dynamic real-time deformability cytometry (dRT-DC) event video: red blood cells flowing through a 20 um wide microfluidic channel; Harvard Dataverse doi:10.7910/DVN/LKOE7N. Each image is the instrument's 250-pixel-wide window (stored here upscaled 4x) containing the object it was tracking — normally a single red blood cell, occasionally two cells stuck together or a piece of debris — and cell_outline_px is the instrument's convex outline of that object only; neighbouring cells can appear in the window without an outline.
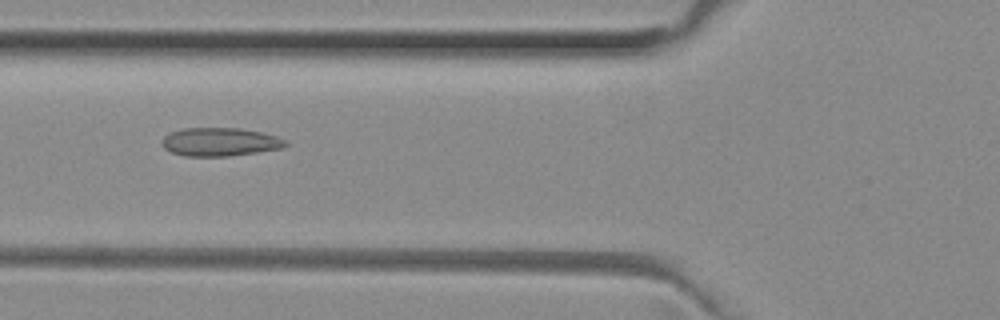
{"species": "common noctule bat (a hibernating species)", "species_latin": "Nyctalus noctula", "temperature_condition": "room temperature", "stored_images_in_passage": 36, "camera_frame_rate_fps": 3000, "um_per_image_px": 0.085, "animal": {"sex": "female", "body_mass_g": 29.2, "forearm_length_mm": 56.3}, "frame": {"image": 1, "passage_image": 4, "time_ms": 1.0, "image_size_px": [1000, 320], "cell_outline_px": [[288, 144], [280, 148], [256, 152], [228, 156], [184, 156], [172, 152], [164, 148], [160, 144], [160, 140], [168, 132], [184, 128], [240, 128], [260, 132], [276, 136], [288, 140]], "centroid_in_image_um": [18.64, 12.05], "position_along_channel_um": 107.2, "area_um2": 20.52}}
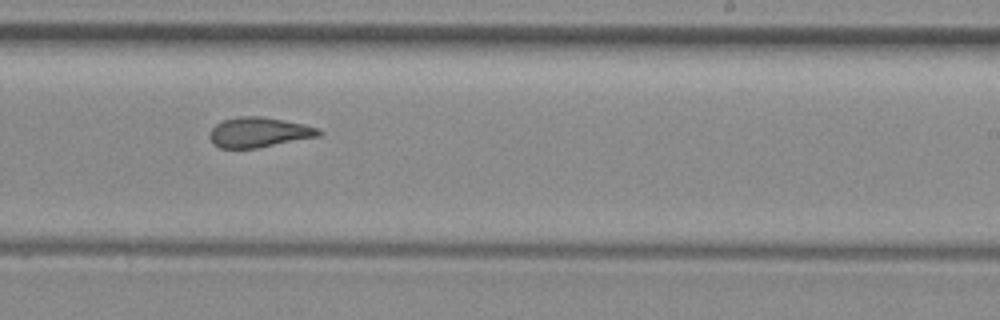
{"frame": {"image": 2, "passage_image": 16, "time_ms": 5.0, "image_size_px": [1000, 320], "cell_outline_px": [[320, 136], [256, 148], [220, 148], [212, 144], [208, 136], [208, 132], [216, 124], [224, 120], [236, 116], [260, 116], [284, 120], [304, 124], [320, 128]], "centroid_in_image_um": [21.97, 11.24], "position_along_channel_um": 267.0, "area_um2": 19.19}}
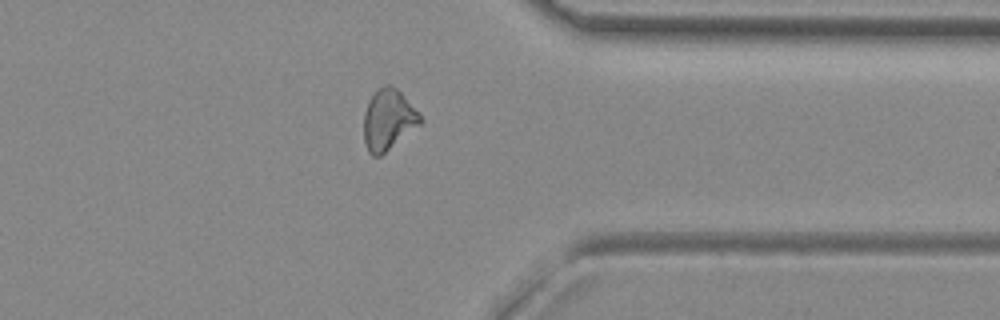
{"frame": {"image": 3, "passage_image": 25, "time_ms": 8.0, "image_size_px": [1000, 320], "cell_outline_px": [[424, 120], [420, 124], [380, 156], [372, 156], [368, 152], [364, 140], [364, 112], [368, 100], [380, 88], [388, 84], [396, 88], [420, 112]], "centroid_in_image_um": [33.01, 10.18], "position_along_channel_um": 378.4, "area_um2": 19.83}, "authors_computed_cell_mechanics": {"area_um2": 19.2474, "velocity_mm_per_s": 4.0, "shape_relaxation_time_tau1_ms": null, "shape_relaxation_time_tau2_ms": 4.1559, "deformation_change_tau1": null, "deformation_change_tau2": 0.1084}}